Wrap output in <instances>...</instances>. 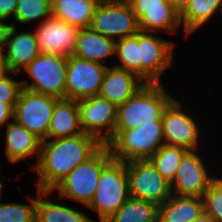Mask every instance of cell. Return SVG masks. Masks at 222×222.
<instances>
[{"instance_id":"36","label":"cell","mask_w":222,"mask_h":222,"mask_svg":"<svg viewBox=\"0 0 222 222\" xmlns=\"http://www.w3.org/2000/svg\"><path fill=\"white\" fill-rule=\"evenodd\" d=\"M10 73L4 51H0V79Z\"/></svg>"},{"instance_id":"4","label":"cell","mask_w":222,"mask_h":222,"mask_svg":"<svg viewBox=\"0 0 222 222\" xmlns=\"http://www.w3.org/2000/svg\"><path fill=\"white\" fill-rule=\"evenodd\" d=\"M111 159L109 148L102 145L89 159L66 175L52 192L57 190L59 198L74 200L87 207L96 192L102 169Z\"/></svg>"},{"instance_id":"17","label":"cell","mask_w":222,"mask_h":222,"mask_svg":"<svg viewBox=\"0 0 222 222\" xmlns=\"http://www.w3.org/2000/svg\"><path fill=\"white\" fill-rule=\"evenodd\" d=\"M16 26L12 25L4 55L10 72L23 73L24 70L34 59H36L41 51L38 47L36 37L32 31H21L17 33Z\"/></svg>"},{"instance_id":"14","label":"cell","mask_w":222,"mask_h":222,"mask_svg":"<svg viewBox=\"0 0 222 222\" xmlns=\"http://www.w3.org/2000/svg\"><path fill=\"white\" fill-rule=\"evenodd\" d=\"M198 150H188L182 157L176 176L170 183L172 194L202 197L210 184L217 178L210 175L211 173L208 172V167Z\"/></svg>"},{"instance_id":"13","label":"cell","mask_w":222,"mask_h":222,"mask_svg":"<svg viewBox=\"0 0 222 222\" xmlns=\"http://www.w3.org/2000/svg\"><path fill=\"white\" fill-rule=\"evenodd\" d=\"M183 106L182 102L175 98L163 113L165 144L197 150L200 147L201 126L197 124V119L183 109Z\"/></svg>"},{"instance_id":"34","label":"cell","mask_w":222,"mask_h":222,"mask_svg":"<svg viewBox=\"0 0 222 222\" xmlns=\"http://www.w3.org/2000/svg\"><path fill=\"white\" fill-rule=\"evenodd\" d=\"M16 103L0 102V128L6 126L14 119V107Z\"/></svg>"},{"instance_id":"22","label":"cell","mask_w":222,"mask_h":222,"mask_svg":"<svg viewBox=\"0 0 222 222\" xmlns=\"http://www.w3.org/2000/svg\"><path fill=\"white\" fill-rule=\"evenodd\" d=\"M204 214L202 197L172 194L158 206V222H192Z\"/></svg>"},{"instance_id":"12","label":"cell","mask_w":222,"mask_h":222,"mask_svg":"<svg viewBox=\"0 0 222 222\" xmlns=\"http://www.w3.org/2000/svg\"><path fill=\"white\" fill-rule=\"evenodd\" d=\"M107 66L73 55L68 57L65 98L78 101L99 95Z\"/></svg>"},{"instance_id":"19","label":"cell","mask_w":222,"mask_h":222,"mask_svg":"<svg viewBox=\"0 0 222 222\" xmlns=\"http://www.w3.org/2000/svg\"><path fill=\"white\" fill-rule=\"evenodd\" d=\"M5 156L11 163H18L23 159L33 157L37 160L31 166L34 168L40 154L41 140L15 119L6 125Z\"/></svg>"},{"instance_id":"28","label":"cell","mask_w":222,"mask_h":222,"mask_svg":"<svg viewBox=\"0 0 222 222\" xmlns=\"http://www.w3.org/2000/svg\"><path fill=\"white\" fill-rule=\"evenodd\" d=\"M52 17V2L49 0H18L14 19L19 24H29Z\"/></svg>"},{"instance_id":"37","label":"cell","mask_w":222,"mask_h":222,"mask_svg":"<svg viewBox=\"0 0 222 222\" xmlns=\"http://www.w3.org/2000/svg\"><path fill=\"white\" fill-rule=\"evenodd\" d=\"M170 2L180 13L186 7L189 0H167Z\"/></svg>"},{"instance_id":"5","label":"cell","mask_w":222,"mask_h":222,"mask_svg":"<svg viewBox=\"0 0 222 222\" xmlns=\"http://www.w3.org/2000/svg\"><path fill=\"white\" fill-rule=\"evenodd\" d=\"M130 197L126 162L111 159L102 169L96 192L87 206L98 215V222H105Z\"/></svg>"},{"instance_id":"20","label":"cell","mask_w":222,"mask_h":222,"mask_svg":"<svg viewBox=\"0 0 222 222\" xmlns=\"http://www.w3.org/2000/svg\"><path fill=\"white\" fill-rule=\"evenodd\" d=\"M83 133L80 126L78 101L59 98L54 106L47 139H57Z\"/></svg>"},{"instance_id":"2","label":"cell","mask_w":222,"mask_h":222,"mask_svg":"<svg viewBox=\"0 0 222 222\" xmlns=\"http://www.w3.org/2000/svg\"><path fill=\"white\" fill-rule=\"evenodd\" d=\"M161 83H146L117 108L114 131H122L162 121L163 113L175 99Z\"/></svg>"},{"instance_id":"38","label":"cell","mask_w":222,"mask_h":222,"mask_svg":"<svg viewBox=\"0 0 222 222\" xmlns=\"http://www.w3.org/2000/svg\"><path fill=\"white\" fill-rule=\"evenodd\" d=\"M192 222H215V221L210 216L204 213L200 217L193 220Z\"/></svg>"},{"instance_id":"3","label":"cell","mask_w":222,"mask_h":222,"mask_svg":"<svg viewBox=\"0 0 222 222\" xmlns=\"http://www.w3.org/2000/svg\"><path fill=\"white\" fill-rule=\"evenodd\" d=\"M165 144L162 121L140 127L114 131L106 144L112 158L120 161L150 159Z\"/></svg>"},{"instance_id":"39","label":"cell","mask_w":222,"mask_h":222,"mask_svg":"<svg viewBox=\"0 0 222 222\" xmlns=\"http://www.w3.org/2000/svg\"><path fill=\"white\" fill-rule=\"evenodd\" d=\"M3 186H0V198L2 197Z\"/></svg>"},{"instance_id":"16","label":"cell","mask_w":222,"mask_h":222,"mask_svg":"<svg viewBox=\"0 0 222 222\" xmlns=\"http://www.w3.org/2000/svg\"><path fill=\"white\" fill-rule=\"evenodd\" d=\"M79 30L65 21L50 17L33 31L41 54L70 57L74 53Z\"/></svg>"},{"instance_id":"11","label":"cell","mask_w":222,"mask_h":222,"mask_svg":"<svg viewBox=\"0 0 222 222\" xmlns=\"http://www.w3.org/2000/svg\"><path fill=\"white\" fill-rule=\"evenodd\" d=\"M78 107L83 133L106 145L114 136L118 107L100 95L78 100Z\"/></svg>"},{"instance_id":"33","label":"cell","mask_w":222,"mask_h":222,"mask_svg":"<svg viewBox=\"0 0 222 222\" xmlns=\"http://www.w3.org/2000/svg\"><path fill=\"white\" fill-rule=\"evenodd\" d=\"M18 0H0V20H8L13 17Z\"/></svg>"},{"instance_id":"21","label":"cell","mask_w":222,"mask_h":222,"mask_svg":"<svg viewBox=\"0 0 222 222\" xmlns=\"http://www.w3.org/2000/svg\"><path fill=\"white\" fill-rule=\"evenodd\" d=\"M116 41L93 31L90 27L80 29L73 56L104 64L108 56H115Z\"/></svg>"},{"instance_id":"23","label":"cell","mask_w":222,"mask_h":222,"mask_svg":"<svg viewBox=\"0 0 222 222\" xmlns=\"http://www.w3.org/2000/svg\"><path fill=\"white\" fill-rule=\"evenodd\" d=\"M52 191L37 188L36 222H95L92 218L73 207L56 203L48 198Z\"/></svg>"},{"instance_id":"7","label":"cell","mask_w":222,"mask_h":222,"mask_svg":"<svg viewBox=\"0 0 222 222\" xmlns=\"http://www.w3.org/2000/svg\"><path fill=\"white\" fill-rule=\"evenodd\" d=\"M176 41L163 39L156 32L138 31L140 78L145 83H161V76L174 63Z\"/></svg>"},{"instance_id":"6","label":"cell","mask_w":222,"mask_h":222,"mask_svg":"<svg viewBox=\"0 0 222 222\" xmlns=\"http://www.w3.org/2000/svg\"><path fill=\"white\" fill-rule=\"evenodd\" d=\"M68 57L40 54L24 70L28 80H21L22 88L39 94L65 98L66 67Z\"/></svg>"},{"instance_id":"10","label":"cell","mask_w":222,"mask_h":222,"mask_svg":"<svg viewBox=\"0 0 222 222\" xmlns=\"http://www.w3.org/2000/svg\"><path fill=\"white\" fill-rule=\"evenodd\" d=\"M58 99L22 88L14 107V119L41 141L47 140L50 120Z\"/></svg>"},{"instance_id":"15","label":"cell","mask_w":222,"mask_h":222,"mask_svg":"<svg viewBox=\"0 0 222 222\" xmlns=\"http://www.w3.org/2000/svg\"><path fill=\"white\" fill-rule=\"evenodd\" d=\"M138 19L139 29L146 32L178 33L182 28L180 12L167 0H127Z\"/></svg>"},{"instance_id":"25","label":"cell","mask_w":222,"mask_h":222,"mask_svg":"<svg viewBox=\"0 0 222 222\" xmlns=\"http://www.w3.org/2000/svg\"><path fill=\"white\" fill-rule=\"evenodd\" d=\"M217 13H222V0H189L180 13L185 38L207 24Z\"/></svg>"},{"instance_id":"32","label":"cell","mask_w":222,"mask_h":222,"mask_svg":"<svg viewBox=\"0 0 222 222\" xmlns=\"http://www.w3.org/2000/svg\"><path fill=\"white\" fill-rule=\"evenodd\" d=\"M18 73L10 72L0 79V102L16 103L20 91L22 90V82L14 80V76Z\"/></svg>"},{"instance_id":"29","label":"cell","mask_w":222,"mask_h":222,"mask_svg":"<svg viewBox=\"0 0 222 222\" xmlns=\"http://www.w3.org/2000/svg\"><path fill=\"white\" fill-rule=\"evenodd\" d=\"M115 56L120 64L115 67L131 71L140 77V61H138V32L134 36L116 41Z\"/></svg>"},{"instance_id":"18","label":"cell","mask_w":222,"mask_h":222,"mask_svg":"<svg viewBox=\"0 0 222 222\" xmlns=\"http://www.w3.org/2000/svg\"><path fill=\"white\" fill-rule=\"evenodd\" d=\"M145 84L137 74L131 71L107 66L99 95L118 107Z\"/></svg>"},{"instance_id":"9","label":"cell","mask_w":222,"mask_h":222,"mask_svg":"<svg viewBox=\"0 0 222 222\" xmlns=\"http://www.w3.org/2000/svg\"><path fill=\"white\" fill-rule=\"evenodd\" d=\"M130 197L160 206L171 195V185L149 159L126 162Z\"/></svg>"},{"instance_id":"27","label":"cell","mask_w":222,"mask_h":222,"mask_svg":"<svg viewBox=\"0 0 222 222\" xmlns=\"http://www.w3.org/2000/svg\"><path fill=\"white\" fill-rule=\"evenodd\" d=\"M187 151L186 148L180 146L163 144L149 160L160 175L171 183L176 176L180 161Z\"/></svg>"},{"instance_id":"8","label":"cell","mask_w":222,"mask_h":222,"mask_svg":"<svg viewBox=\"0 0 222 222\" xmlns=\"http://www.w3.org/2000/svg\"><path fill=\"white\" fill-rule=\"evenodd\" d=\"M90 28L115 41L134 36L140 30L138 19L127 0H101Z\"/></svg>"},{"instance_id":"1","label":"cell","mask_w":222,"mask_h":222,"mask_svg":"<svg viewBox=\"0 0 222 222\" xmlns=\"http://www.w3.org/2000/svg\"><path fill=\"white\" fill-rule=\"evenodd\" d=\"M102 144L92 135L81 133L70 137L41 141L34 167L39 190L52 189L80 163L89 159Z\"/></svg>"},{"instance_id":"35","label":"cell","mask_w":222,"mask_h":222,"mask_svg":"<svg viewBox=\"0 0 222 222\" xmlns=\"http://www.w3.org/2000/svg\"><path fill=\"white\" fill-rule=\"evenodd\" d=\"M4 21L5 20H0V51H4L9 31L13 25H8L7 23H4Z\"/></svg>"},{"instance_id":"31","label":"cell","mask_w":222,"mask_h":222,"mask_svg":"<svg viewBox=\"0 0 222 222\" xmlns=\"http://www.w3.org/2000/svg\"><path fill=\"white\" fill-rule=\"evenodd\" d=\"M204 213L215 222H222V177H217L202 196Z\"/></svg>"},{"instance_id":"30","label":"cell","mask_w":222,"mask_h":222,"mask_svg":"<svg viewBox=\"0 0 222 222\" xmlns=\"http://www.w3.org/2000/svg\"><path fill=\"white\" fill-rule=\"evenodd\" d=\"M0 198V222H36L37 195L36 198L28 196V204L5 203Z\"/></svg>"},{"instance_id":"26","label":"cell","mask_w":222,"mask_h":222,"mask_svg":"<svg viewBox=\"0 0 222 222\" xmlns=\"http://www.w3.org/2000/svg\"><path fill=\"white\" fill-rule=\"evenodd\" d=\"M105 222H158V206L143 199L129 197Z\"/></svg>"},{"instance_id":"24","label":"cell","mask_w":222,"mask_h":222,"mask_svg":"<svg viewBox=\"0 0 222 222\" xmlns=\"http://www.w3.org/2000/svg\"><path fill=\"white\" fill-rule=\"evenodd\" d=\"M101 0H55L52 2V17L58 18L79 29L89 28L93 14Z\"/></svg>"}]
</instances>
